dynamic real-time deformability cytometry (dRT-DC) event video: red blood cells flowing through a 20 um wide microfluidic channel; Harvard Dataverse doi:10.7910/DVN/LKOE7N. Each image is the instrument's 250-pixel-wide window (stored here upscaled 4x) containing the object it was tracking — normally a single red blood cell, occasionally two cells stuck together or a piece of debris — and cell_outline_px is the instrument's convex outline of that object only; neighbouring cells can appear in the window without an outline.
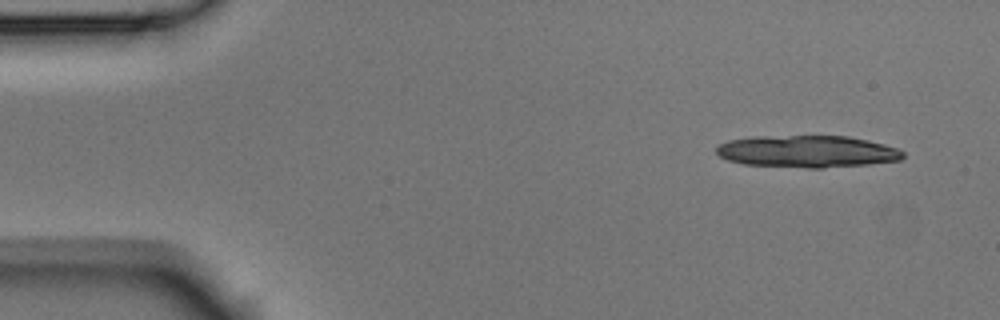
{"species": "Egyptian fruit bat (a non-hibernating species)", "species_latin": "Rousettus aegyptiacus", "temperature_condition": "room temperature", "stored_images_in_passage": 4, "camera_frame_rate_fps": 3000, "um_per_image_px": 0.085, "animal": {"sex": "male"}, "frame": {"image": 1, "passage_image": 1, "time_ms": 0.0, "image_size_px": [1000, 320], "cell_outline_px": [[904, 156], [900, 160], [868, 164], [820, 168], [808, 168], [744, 164], [728, 160], [720, 156], [716, 152], [716, 148], [720, 144], [728, 140], [752, 136], [848, 136], [868, 140], [884, 144], [896, 148], [904, 152]], "centroid_in_image_um": [68.6, 12.87], "position_along_channel_um": 16.4, "area_um2": 34.85}}